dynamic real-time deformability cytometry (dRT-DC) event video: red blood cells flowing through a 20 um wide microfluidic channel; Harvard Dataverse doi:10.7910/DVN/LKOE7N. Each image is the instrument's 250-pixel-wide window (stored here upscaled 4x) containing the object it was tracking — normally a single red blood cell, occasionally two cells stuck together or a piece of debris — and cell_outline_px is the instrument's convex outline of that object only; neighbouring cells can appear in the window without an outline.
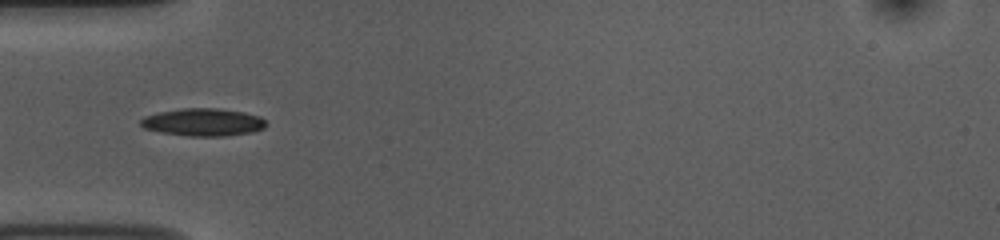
{"species": "common noctule bat (a hibernating species)", "species_latin": "Nyctalus noctula", "temperature_condition": "room temperature", "stored_images_in_passage": 7, "camera_frame_rate_fps": 3000, "um_per_image_px": 0.085, "animal": {"sex": "female", "body_mass_g": 10.0, "forearm_length_mm": 53.1}, "frame": {"image": 1, "passage_image": 1, "time_ms": 0.0, "image_size_px": [1000, 240], "cell_outline_px": [[268, 124], [264, 128], [252, 132], [224, 136], [188, 136], [160, 132], [144, 128], [140, 124], [140, 120], [144, 116], [160, 112], [184, 108], [216, 108], [244, 112], [260, 116]], "centroid_in_image_um": [17.28, 10.39], "position_along_channel_um": 67.7, "area_um2": 20.17}}